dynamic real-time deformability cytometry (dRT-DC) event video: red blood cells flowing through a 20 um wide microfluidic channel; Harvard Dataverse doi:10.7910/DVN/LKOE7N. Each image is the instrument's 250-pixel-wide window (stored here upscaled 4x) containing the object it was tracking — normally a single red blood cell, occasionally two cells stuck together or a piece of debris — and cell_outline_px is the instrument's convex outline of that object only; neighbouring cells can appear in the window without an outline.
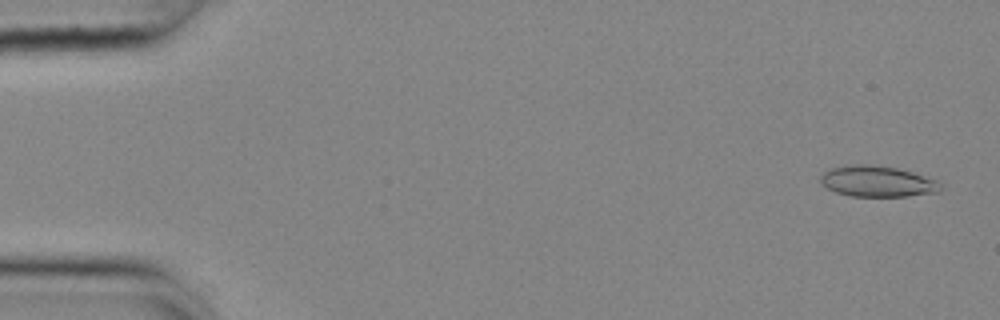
{"species": "common noctule bat (a hibernating species)", "species_latin": "Nyctalus noctula", "temperature_condition": "cold", "stored_images_in_passage": 55, "camera_frame_rate_fps": 3000, "um_per_image_px": 0.085, "animal": {"sex": "female", "body_mass_g": 25.1}, "frame": {"image": 1, "passage_image": 2, "time_ms": 0.333, "image_size_px": [1000, 320], "cell_outline_px": [[944, 188], [940, 192], [908, 196], [852, 196], [836, 192], [820, 184], [820, 176], [824, 172], [832, 168], [844, 164], [868, 164], [896, 168], [912, 172], [936, 180], [944, 184]], "centroid_in_image_um": [74.6, 15.41], "position_along_channel_um": 10.4, "area_um2": 21.85}}
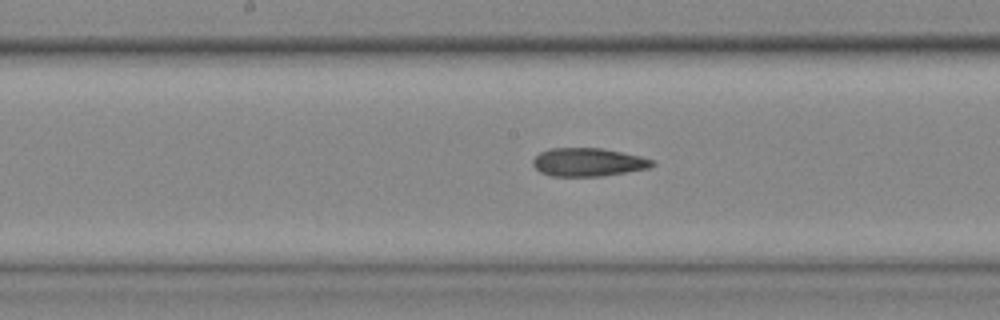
{"frame": {"image": 2, "passage_image": 28, "time_ms": 9.0, "image_size_px": [1000, 320], "cell_outline_px": [[656, 164], [648, 168], [600, 176], [552, 176], [540, 172], [532, 164], [532, 160], [540, 152], [548, 148], [600, 148], [640, 156], [656, 160]], "centroid_in_image_um": [49.98, 13.78], "position_along_channel_um": 198.2, "area_um2": 19.59}}
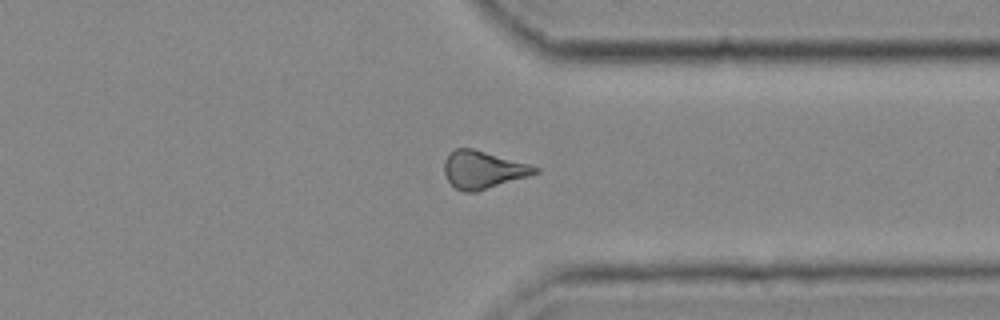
{"frame": {"image": 3, "passage_image": 42, "time_ms": 13.667, "image_size_px": [1000, 320], "cell_outline_px": [[540, 172], [528, 176], [476, 192], [464, 192], [456, 188], [448, 180], [444, 172], [444, 160], [456, 148], [472, 148], [528, 164], [540, 168]], "centroid_in_image_um": [41.05, 14.43], "position_along_channel_um": 370.3, "area_um2": 19.59}}